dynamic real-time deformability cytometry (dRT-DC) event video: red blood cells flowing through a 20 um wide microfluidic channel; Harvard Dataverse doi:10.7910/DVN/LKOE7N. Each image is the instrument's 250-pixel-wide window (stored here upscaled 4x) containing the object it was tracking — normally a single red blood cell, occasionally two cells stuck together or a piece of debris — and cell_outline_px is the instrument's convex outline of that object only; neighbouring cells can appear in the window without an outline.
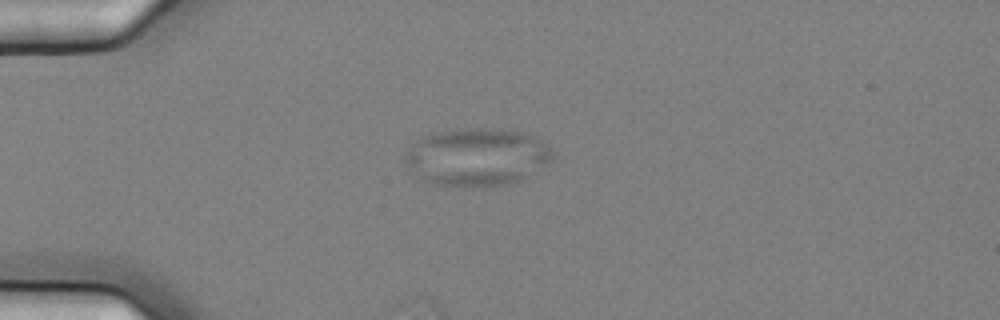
{"species": "common noctule bat (a hibernating species)", "species_latin": "Nyctalus noctula", "temperature_condition": "cold", "stored_images_in_passage": 4, "segment_of_instrument_passage": [1, 2], "camera_frame_rate_fps": 3000, "um_per_image_px": 0.085, "animal": {"sex": "female", "body_mass_g": 25.1}, "frame": {"image": 1, "passage_image": 2, "time_ms": 0.333, "image_size_px": [1000, 320], "cell_outline_px": [[552, 160], [548, 164], [520, 180], [508, 184], [480, 188], [472, 188], [432, 184], [424, 180], [420, 176], [404, 156], [412, 144], [420, 136], [436, 132], [468, 128], [500, 128], [520, 132], [532, 136], [548, 144], [552, 148]], "centroid_in_image_um": [40.59, 13.35], "position_along_channel_um": 44.4, "area_um2": 49.65}}